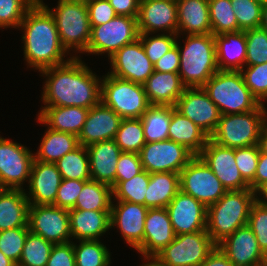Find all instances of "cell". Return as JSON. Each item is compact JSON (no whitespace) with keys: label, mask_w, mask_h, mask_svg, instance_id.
Listing matches in <instances>:
<instances>
[{"label":"cell","mask_w":267,"mask_h":266,"mask_svg":"<svg viewBox=\"0 0 267 266\" xmlns=\"http://www.w3.org/2000/svg\"><path fill=\"white\" fill-rule=\"evenodd\" d=\"M40 74L46 79L41 96L44 106L90 109L101 101V77L93 73L79 56L41 70Z\"/></svg>","instance_id":"6da1fadb"},{"label":"cell","mask_w":267,"mask_h":266,"mask_svg":"<svg viewBox=\"0 0 267 266\" xmlns=\"http://www.w3.org/2000/svg\"><path fill=\"white\" fill-rule=\"evenodd\" d=\"M22 29L24 60L29 68L44 70L68 62L73 56L61 45L57 26L51 13L37 1L25 14L18 30Z\"/></svg>","instance_id":"7a4b0ae2"},{"label":"cell","mask_w":267,"mask_h":266,"mask_svg":"<svg viewBox=\"0 0 267 266\" xmlns=\"http://www.w3.org/2000/svg\"><path fill=\"white\" fill-rule=\"evenodd\" d=\"M179 41L176 42L180 52L178 74L183 85L186 88L203 87L219 70L214 35H187L184 46Z\"/></svg>","instance_id":"3957f363"},{"label":"cell","mask_w":267,"mask_h":266,"mask_svg":"<svg viewBox=\"0 0 267 266\" xmlns=\"http://www.w3.org/2000/svg\"><path fill=\"white\" fill-rule=\"evenodd\" d=\"M255 201L256 192L251 189L232 190L207 207L206 231L216 245L248 224L250 210Z\"/></svg>","instance_id":"277c9868"},{"label":"cell","mask_w":267,"mask_h":266,"mask_svg":"<svg viewBox=\"0 0 267 266\" xmlns=\"http://www.w3.org/2000/svg\"><path fill=\"white\" fill-rule=\"evenodd\" d=\"M203 89L221 115L246 113L261 105L244 83L240 71L218 70Z\"/></svg>","instance_id":"5b68a950"},{"label":"cell","mask_w":267,"mask_h":266,"mask_svg":"<svg viewBox=\"0 0 267 266\" xmlns=\"http://www.w3.org/2000/svg\"><path fill=\"white\" fill-rule=\"evenodd\" d=\"M53 16L61 45L70 51L85 53L91 37V26L86 3L58 0L56 8L50 9L43 0L39 1Z\"/></svg>","instance_id":"8992f818"},{"label":"cell","mask_w":267,"mask_h":266,"mask_svg":"<svg viewBox=\"0 0 267 266\" xmlns=\"http://www.w3.org/2000/svg\"><path fill=\"white\" fill-rule=\"evenodd\" d=\"M266 108L261 104L256 110L246 113L221 115L210 139L221 146L230 148L258 144L260 130L267 115Z\"/></svg>","instance_id":"52a82bcc"},{"label":"cell","mask_w":267,"mask_h":266,"mask_svg":"<svg viewBox=\"0 0 267 266\" xmlns=\"http://www.w3.org/2000/svg\"><path fill=\"white\" fill-rule=\"evenodd\" d=\"M101 101L122 119L140 118L150 106L142 84L108 73L101 78Z\"/></svg>","instance_id":"ba28073f"},{"label":"cell","mask_w":267,"mask_h":266,"mask_svg":"<svg viewBox=\"0 0 267 266\" xmlns=\"http://www.w3.org/2000/svg\"><path fill=\"white\" fill-rule=\"evenodd\" d=\"M138 17L117 15L109 22L91 27L86 53L107 54L108 59L124 45L139 38Z\"/></svg>","instance_id":"9c48e42d"},{"label":"cell","mask_w":267,"mask_h":266,"mask_svg":"<svg viewBox=\"0 0 267 266\" xmlns=\"http://www.w3.org/2000/svg\"><path fill=\"white\" fill-rule=\"evenodd\" d=\"M180 190L204 204L216 203L227 192L209 166L195 155L179 173Z\"/></svg>","instance_id":"30bf717a"},{"label":"cell","mask_w":267,"mask_h":266,"mask_svg":"<svg viewBox=\"0 0 267 266\" xmlns=\"http://www.w3.org/2000/svg\"><path fill=\"white\" fill-rule=\"evenodd\" d=\"M215 246L206 230L180 234L156 256L167 266H201Z\"/></svg>","instance_id":"8fae6325"},{"label":"cell","mask_w":267,"mask_h":266,"mask_svg":"<svg viewBox=\"0 0 267 266\" xmlns=\"http://www.w3.org/2000/svg\"><path fill=\"white\" fill-rule=\"evenodd\" d=\"M34 153L21 143L0 135V186L21 189L29 182Z\"/></svg>","instance_id":"7c38bea8"},{"label":"cell","mask_w":267,"mask_h":266,"mask_svg":"<svg viewBox=\"0 0 267 266\" xmlns=\"http://www.w3.org/2000/svg\"><path fill=\"white\" fill-rule=\"evenodd\" d=\"M143 170L151 173H180L195 156L184 145L170 139L148 142L139 152Z\"/></svg>","instance_id":"4fadbf2b"},{"label":"cell","mask_w":267,"mask_h":266,"mask_svg":"<svg viewBox=\"0 0 267 266\" xmlns=\"http://www.w3.org/2000/svg\"><path fill=\"white\" fill-rule=\"evenodd\" d=\"M69 222L68 209L55 205L29 206V230L53 244L72 241Z\"/></svg>","instance_id":"5bb4252c"},{"label":"cell","mask_w":267,"mask_h":266,"mask_svg":"<svg viewBox=\"0 0 267 266\" xmlns=\"http://www.w3.org/2000/svg\"><path fill=\"white\" fill-rule=\"evenodd\" d=\"M109 60L111 71L108 74L134 83L143 85L154 72V64L145 54L139 38L124 45Z\"/></svg>","instance_id":"9a60e30c"},{"label":"cell","mask_w":267,"mask_h":266,"mask_svg":"<svg viewBox=\"0 0 267 266\" xmlns=\"http://www.w3.org/2000/svg\"><path fill=\"white\" fill-rule=\"evenodd\" d=\"M174 107L209 137L216 130L221 114L203 87L185 88Z\"/></svg>","instance_id":"2e32d148"},{"label":"cell","mask_w":267,"mask_h":266,"mask_svg":"<svg viewBox=\"0 0 267 266\" xmlns=\"http://www.w3.org/2000/svg\"><path fill=\"white\" fill-rule=\"evenodd\" d=\"M198 156L209 166L227 191L250 189L235 162V148L224 147L210 138Z\"/></svg>","instance_id":"e0dca14e"},{"label":"cell","mask_w":267,"mask_h":266,"mask_svg":"<svg viewBox=\"0 0 267 266\" xmlns=\"http://www.w3.org/2000/svg\"><path fill=\"white\" fill-rule=\"evenodd\" d=\"M176 235L206 230L207 207L181 190L166 207Z\"/></svg>","instance_id":"ac0fdd59"},{"label":"cell","mask_w":267,"mask_h":266,"mask_svg":"<svg viewBox=\"0 0 267 266\" xmlns=\"http://www.w3.org/2000/svg\"><path fill=\"white\" fill-rule=\"evenodd\" d=\"M137 19L140 34H157L160 31L177 34V2L176 0H140Z\"/></svg>","instance_id":"d6986e66"},{"label":"cell","mask_w":267,"mask_h":266,"mask_svg":"<svg viewBox=\"0 0 267 266\" xmlns=\"http://www.w3.org/2000/svg\"><path fill=\"white\" fill-rule=\"evenodd\" d=\"M116 202L115 204H113ZM112 201L110 210V228L117 226L121 238L135 250L143 243L144 222L148 207L126 201Z\"/></svg>","instance_id":"ffe728a7"},{"label":"cell","mask_w":267,"mask_h":266,"mask_svg":"<svg viewBox=\"0 0 267 266\" xmlns=\"http://www.w3.org/2000/svg\"><path fill=\"white\" fill-rule=\"evenodd\" d=\"M217 246L235 266H262L265 262V254L248 225L235 230Z\"/></svg>","instance_id":"44dd1931"},{"label":"cell","mask_w":267,"mask_h":266,"mask_svg":"<svg viewBox=\"0 0 267 266\" xmlns=\"http://www.w3.org/2000/svg\"><path fill=\"white\" fill-rule=\"evenodd\" d=\"M62 181L55 163L33 160L27 193L30 205H54Z\"/></svg>","instance_id":"7402d4cb"},{"label":"cell","mask_w":267,"mask_h":266,"mask_svg":"<svg viewBox=\"0 0 267 266\" xmlns=\"http://www.w3.org/2000/svg\"><path fill=\"white\" fill-rule=\"evenodd\" d=\"M122 118L110 107L100 101L89 109L88 116L78 135L79 145L85 147L107 140L115 139Z\"/></svg>","instance_id":"603a6c76"},{"label":"cell","mask_w":267,"mask_h":266,"mask_svg":"<svg viewBox=\"0 0 267 266\" xmlns=\"http://www.w3.org/2000/svg\"><path fill=\"white\" fill-rule=\"evenodd\" d=\"M175 236L166 208H149L144 222L143 243L136 251L142 256H156Z\"/></svg>","instance_id":"cb8c5ba5"},{"label":"cell","mask_w":267,"mask_h":266,"mask_svg":"<svg viewBox=\"0 0 267 266\" xmlns=\"http://www.w3.org/2000/svg\"><path fill=\"white\" fill-rule=\"evenodd\" d=\"M88 150L91 180L116 187V167L122 151L116 141L107 140L91 144Z\"/></svg>","instance_id":"d4e9b609"},{"label":"cell","mask_w":267,"mask_h":266,"mask_svg":"<svg viewBox=\"0 0 267 266\" xmlns=\"http://www.w3.org/2000/svg\"><path fill=\"white\" fill-rule=\"evenodd\" d=\"M37 121L47 127L76 135L78 137L84 122L88 116L89 109L77 106H41Z\"/></svg>","instance_id":"484cf974"},{"label":"cell","mask_w":267,"mask_h":266,"mask_svg":"<svg viewBox=\"0 0 267 266\" xmlns=\"http://www.w3.org/2000/svg\"><path fill=\"white\" fill-rule=\"evenodd\" d=\"M69 221L72 241L100 240L111 229L110 211L70 209Z\"/></svg>","instance_id":"4316f807"},{"label":"cell","mask_w":267,"mask_h":266,"mask_svg":"<svg viewBox=\"0 0 267 266\" xmlns=\"http://www.w3.org/2000/svg\"><path fill=\"white\" fill-rule=\"evenodd\" d=\"M150 105L175 106L186 88L178 72L154 71L143 84Z\"/></svg>","instance_id":"83f0119b"},{"label":"cell","mask_w":267,"mask_h":266,"mask_svg":"<svg viewBox=\"0 0 267 266\" xmlns=\"http://www.w3.org/2000/svg\"><path fill=\"white\" fill-rule=\"evenodd\" d=\"M177 34H211L208 0H176Z\"/></svg>","instance_id":"f1b7e54d"},{"label":"cell","mask_w":267,"mask_h":266,"mask_svg":"<svg viewBox=\"0 0 267 266\" xmlns=\"http://www.w3.org/2000/svg\"><path fill=\"white\" fill-rule=\"evenodd\" d=\"M214 38L218 69L240 71L246 61L245 31L223 33Z\"/></svg>","instance_id":"f546056e"},{"label":"cell","mask_w":267,"mask_h":266,"mask_svg":"<svg viewBox=\"0 0 267 266\" xmlns=\"http://www.w3.org/2000/svg\"><path fill=\"white\" fill-rule=\"evenodd\" d=\"M29 206L25 189H2L0 191V231L29 227Z\"/></svg>","instance_id":"4dcf8cb0"},{"label":"cell","mask_w":267,"mask_h":266,"mask_svg":"<svg viewBox=\"0 0 267 266\" xmlns=\"http://www.w3.org/2000/svg\"><path fill=\"white\" fill-rule=\"evenodd\" d=\"M210 137L194 122L178 112H173L168 129V139L184 145L194 155H198Z\"/></svg>","instance_id":"1f68e13d"},{"label":"cell","mask_w":267,"mask_h":266,"mask_svg":"<svg viewBox=\"0 0 267 266\" xmlns=\"http://www.w3.org/2000/svg\"><path fill=\"white\" fill-rule=\"evenodd\" d=\"M179 191V173H151L147 186L145 206L148 208H166Z\"/></svg>","instance_id":"d6a6232c"},{"label":"cell","mask_w":267,"mask_h":266,"mask_svg":"<svg viewBox=\"0 0 267 266\" xmlns=\"http://www.w3.org/2000/svg\"><path fill=\"white\" fill-rule=\"evenodd\" d=\"M47 128L40 141L37 152L34 153L35 160L56 163L65 154L79 146L76 135L56 131L49 127Z\"/></svg>","instance_id":"836d02e7"},{"label":"cell","mask_w":267,"mask_h":266,"mask_svg":"<svg viewBox=\"0 0 267 266\" xmlns=\"http://www.w3.org/2000/svg\"><path fill=\"white\" fill-rule=\"evenodd\" d=\"M173 106L150 105L140 117L146 143L168 139V129Z\"/></svg>","instance_id":"e575fe53"},{"label":"cell","mask_w":267,"mask_h":266,"mask_svg":"<svg viewBox=\"0 0 267 266\" xmlns=\"http://www.w3.org/2000/svg\"><path fill=\"white\" fill-rule=\"evenodd\" d=\"M113 199L112 187L94 180L84 183L75 207L72 209L88 211H110Z\"/></svg>","instance_id":"d590c367"},{"label":"cell","mask_w":267,"mask_h":266,"mask_svg":"<svg viewBox=\"0 0 267 266\" xmlns=\"http://www.w3.org/2000/svg\"><path fill=\"white\" fill-rule=\"evenodd\" d=\"M55 165L62 179L91 180L88 150L83 145H79L73 151L65 154Z\"/></svg>","instance_id":"8d00e7d4"},{"label":"cell","mask_w":267,"mask_h":266,"mask_svg":"<svg viewBox=\"0 0 267 266\" xmlns=\"http://www.w3.org/2000/svg\"><path fill=\"white\" fill-rule=\"evenodd\" d=\"M78 242H73L76 266H110L111 253L101 240H78Z\"/></svg>","instance_id":"74e56055"},{"label":"cell","mask_w":267,"mask_h":266,"mask_svg":"<svg viewBox=\"0 0 267 266\" xmlns=\"http://www.w3.org/2000/svg\"><path fill=\"white\" fill-rule=\"evenodd\" d=\"M211 34L237 32L239 27L230 0H208Z\"/></svg>","instance_id":"f35d334b"},{"label":"cell","mask_w":267,"mask_h":266,"mask_svg":"<svg viewBox=\"0 0 267 266\" xmlns=\"http://www.w3.org/2000/svg\"><path fill=\"white\" fill-rule=\"evenodd\" d=\"M114 140L122 152L139 153L146 144L141 119H122Z\"/></svg>","instance_id":"ab89813d"},{"label":"cell","mask_w":267,"mask_h":266,"mask_svg":"<svg viewBox=\"0 0 267 266\" xmlns=\"http://www.w3.org/2000/svg\"><path fill=\"white\" fill-rule=\"evenodd\" d=\"M53 245L29 231L17 266H46Z\"/></svg>","instance_id":"60d3db41"},{"label":"cell","mask_w":267,"mask_h":266,"mask_svg":"<svg viewBox=\"0 0 267 266\" xmlns=\"http://www.w3.org/2000/svg\"><path fill=\"white\" fill-rule=\"evenodd\" d=\"M150 181V173L143 170L131 180L120 182L113 190V199L145 206L147 186Z\"/></svg>","instance_id":"b9f144b4"},{"label":"cell","mask_w":267,"mask_h":266,"mask_svg":"<svg viewBox=\"0 0 267 266\" xmlns=\"http://www.w3.org/2000/svg\"><path fill=\"white\" fill-rule=\"evenodd\" d=\"M239 31L260 27L263 3L256 0H230Z\"/></svg>","instance_id":"7bdbcfd3"},{"label":"cell","mask_w":267,"mask_h":266,"mask_svg":"<svg viewBox=\"0 0 267 266\" xmlns=\"http://www.w3.org/2000/svg\"><path fill=\"white\" fill-rule=\"evenodd\" d=\"M244 83L252 95L265 105L267 101V62L252 66H244L241 70Z\"/></svg>","instance_id":"ee69618b"},{"label":"cell","mask_w":267,"mask_h":266,"mask_svg":"<svg viewBox=\"0 0 267 266\" xmlns=\"http://www.w3.org/2000/svg\"><path fill=\"white\" fill-rule=\"evenodd\" d=\"M246 61L245 66L267 62V32L257 27L245 31Z\"/></svg>","instance_id":"f6af8a7d"},{"label":"cell","mask_w":267,"mask_h":266,"mask_svg":"<svg viewBox=\"0 0 267 266\" xmlns=\"http://www.w3.org/2000/svg\"><path fill=\"white\" fill-rule=\"evenodd\" d=\"M152 35V33L140 34L139 39L141 40L145 54L154 64L176 45L177 39L180 37L178 34L168 33H158L157 35Z\"/></svg>","instance_id":"bcb514c9"},{"label":"cell","mask_w":267,"mask_h":266,"mask_svg":"<svg viewBox=\"0 0 267 266\" xmlns=\"http://www.w3.org/2000/svg\"><path fill=\"white\" fill-rule=\"evenodd\" d=\"M36 0H0V28L18 29Z\"/></svg>","instance_id":"7dc6e473"},{"label":"cell","mask_w":267,"mask_h":266,"mask_svg":"<svg viewBox=\"0 0 267 266\" xmlns=\"http://www.w3.org/2000/svg\"><path fill=\"white\" fill-rule=\"evenodd\" d=\"M29 227H17L0 231V250L6 257L18 264Z\"/></svg>","instance_id":"c3c4849f"},{"label":"cell","mask_w":267,"mask_h":266,"mask_svg":"<svg viewBox=\"0 0 267 266\" xmlns=\"http://www.w3.org/2000/svg\"><path fill=\"white\" fill-rule=\"evenodd\" d=\"M260 150L258 144L235 148V162L243 179L250 184L255 177Z\"/></svg>","instance_id":"681fc988"},{"label":"cell","mask_w":267,"mask_h":266,"mask_svg":"<svg viewBox=\"0 0 267 266\" xmlns=\"http://www.w3.org/2000/svg\"><path fill=\"white\" fill-rule=\"evenodd\" d=\"M257 238L258 246L267 253V206L257 200L253 203L247 224Z\"/></svg>","instance_id":"f907efd6"},{"label":"cell","mask_w":267,"mask_h":266,"mask_svg":"<svg viewBox=\"0 0 267 266\" xmlns=\"http://www.w3.org/2000/svg\"><path fill=\"white\" fill-rule=\"evenodd\" d=\"M142 171L139 153L122 152L116 167V186L122 181L131 180Z\"/></svg>","instance_id":"816d5d0a"},{"label":"cell","mask_w":267,"mask_h":266,"mask_svg":"<svg viewBox=\"0 0 267 266\" xmlns=\"http://www.w3.org/2000/svg\"><path fill=\"white\" fill-rule=\"evenodd\" d=\"M86 181L62 179L54 205L60 208L72 209Z\"/></svg>","instance_id":"f5cc1de1"},{"label":"cell","mask_w":267,"mask_h":266,"mask_svg":"<svg viewBox=\"0 0 267 266\" xmlns=\"http://www.w3.org/2000/svg\"><path fill=\"white\" fill-rule=\"evenodd\" d=\"M86 5L91 27L105 24L117 16L108 0H93Z\"/></svg>","instance_id":"db71d44e"},{"label":"cell","mask_w":267,"mask_h":266,"mask_svg":"<svg viewBox=\"0 0 267 266\" xmlns=\"http://www.w3.org/2000/svg\"><path fill=\"white\" fill-rule=\"evenodd\" d=\"M46 266H76L73 241L54 244Z\"/></svg>","instance_id":"11a10c76"},{"label":"cell","mask_w":267,"mask_h":266,"mask_svg":"<svg viewBox=\"0 0 267 266\" xmlns=\"http://www.w3.org/2000/svg\"><path fill=\"white\" fill-rule=\"evenodd\" d=\"M180 52L175 45L165 53L157 62L154 63V71L158 72H179Z\"/></svg>","instance_id":"9f6ffc18"},{"label":"cell","mask_w":267,"mask_h":266,"mask_svg":"<svg viewBox=\"0 0 267 266\" xmlns=\"http://www.w3.org/2000/svg\"><path fill=\"white\" fill-rule=\"evenodd\" d=\"M117 15L138 17L140 0H108Z\"/></svg>","instance_id":"6f0895ef"},{"label":"cell","mask_w":267,"mask_h":266,"mask_svg":"<svg viewBox=\"0 0 267 266\" xmlns=\"http://www.w3.org/2000/svg\"><path fill=\"white\" fill-rule=\"evenodd\" d=\"M267 182V153L260 152L254 180L249 184L250 189L256 192Z\"/></svg>","instance_id":"680465c9"},{"label":"cell","mask_w":267,"mask_h":266,"mask_svg":"<svg viewBox=\"0 0 267 266\" xmlns=\"http://www.w3.org/2000/svg\"><path fill=\"white\" fill-rule=\"evenodd\" d=\"M201 266H235L216 245Z\"/></svg>","instance_id":"91938a15"},{"label":"cell","mask_w":267,"mask_h":266,"mask_svg":"<svg viewBox=\"0 0 267 266\" xmlns=\"http://www.w3.org/2000/svg\"><path fill=\"white\" fill-rule=\"evenodd\" d=\"M258 146L260 152L267 153V115L265 116L260 130Z\"/></svg>","instance_id":"94428289"},{"label":"cell","mask_w":267,"mask_h":266,"mask_svg":"<svg viewBox=\"0 0 267 266\" xmlns=\"http://www.w3.org/2000/svg\"><path fill=\"white\" fill-rule=\"evenodd\" d=\"M144 257V262L142 265L139 266H167L163 263L157 256H141Z\"/></svg>","instance_id":"6125c7cd"},{"label":"cell","mask_w":267,"mask_h":266,"mask_svg":"<svg viewBox=\"0 0 267 266\" xmlns=\"http://www.w3.org/2000/svg\"><path fill=\"white\" fill-rule=\"evenodd\" d=\"M256 200L267 206V182L256 191Z\"/></svg>","instance_id":"be15d7a7"},{"label":"cell","mask_w":267,"mask_h":266,"mask_svg":"<svg viewBox=\"0 0 267 266\" xmlns=\"http://www.w3.org/2000/svg\"><path fill=\"white\" fill-rule=\"evenodd\" d=\"M0 266H17V264L6 257L4 253L0 250Z\"/></svg>","instance_id":"e7e4bbea"},{"label":"cell","mask_w":267,"mask_h":266,"mask_svg":"<svg viewBox=\"0 0 267 266\" xmlns=\"http://www.w3.org/2000/svg\"><path fill=\"white\" fill-rule=\"evenodd\" d=\"M260 27L267 32V2L263 5L262 8V21Z\"/></svg>","instance_id":"03108f58"},{"label":"cell","mask_w":267,"mask_h":266,"mask_svg":"<svg viewBox=\"0 0 267 266\" xmlns=\"http://www.w3.org/2000/svg\"><path fill=\"white\" fill-rule=\"evenodd\" d=\"M68 1L88 3V2L93 1V0H68Z\"/></svg>","instance_id":"003e7915"},{"label":"cell","mask_w":267,"mask_h":266,"mask_svg":"<svg viewBox=\"0 0 267 266\" xmlns=\"http://www.w3.org/2000/svg\"><path fill=\"white\" fill-rule=\"evenodd\" d=\"M256 1H259V2H261L263 4H265L267 2V0H256Z\"/></svg>","instance_id":"a7ac6f4b"},{"label":"cell","mask_w":267,"mask_h":266,"mask_svg":"<svg viewBox=\"0 0 267 266\" xmlns=\"http://www.w3.org/2000/svg\"><path fill=\"white\" fill-rule=\"evenodd\" d=\"M264 264H267V253L265 254V262Z\"/></svg>","instance_id":"89a4df30"}]
</instances>
